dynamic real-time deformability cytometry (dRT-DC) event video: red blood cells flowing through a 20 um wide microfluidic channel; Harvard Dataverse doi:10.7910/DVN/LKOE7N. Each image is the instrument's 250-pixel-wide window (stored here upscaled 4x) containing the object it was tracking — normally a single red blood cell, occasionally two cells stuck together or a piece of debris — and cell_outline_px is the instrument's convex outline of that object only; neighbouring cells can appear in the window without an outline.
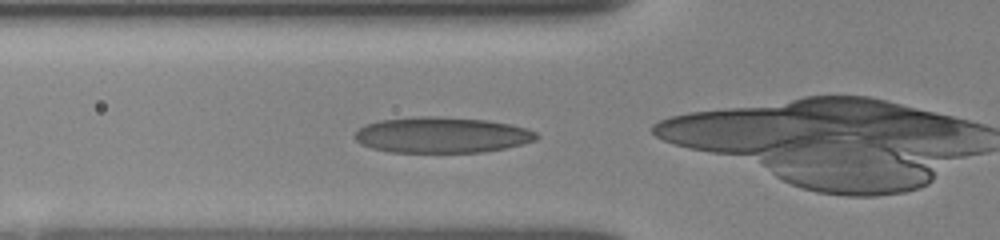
{"species": "human", "species_latin": "Homo sapiens", "temperature_condition": "room temperature", "stored_images_in_passage": 6, "camera_frame_rate_fps": 3000, "um_per_image_px": 0.085, "donor": {"sex": "female"}, "frame": {"image": 1, "passage_image": 2, "time_ms": 0.333, "image_size_px": [1000, 240], "cell_outline_px": [[540, 136], [536, 140], [504, 148], [484, 152], [388, 152], [372, 148], [360, 144], [356, 140], [356, 132], [364, 124], [380, 120], [412, 116], [440, 116], [488, 120], [512, 124], [528, 128], [536, 132]], "centroid_in_image_um": [37.56, 11.46], "position_along_channel_um": 88.2, "area_um2": 38.21}}